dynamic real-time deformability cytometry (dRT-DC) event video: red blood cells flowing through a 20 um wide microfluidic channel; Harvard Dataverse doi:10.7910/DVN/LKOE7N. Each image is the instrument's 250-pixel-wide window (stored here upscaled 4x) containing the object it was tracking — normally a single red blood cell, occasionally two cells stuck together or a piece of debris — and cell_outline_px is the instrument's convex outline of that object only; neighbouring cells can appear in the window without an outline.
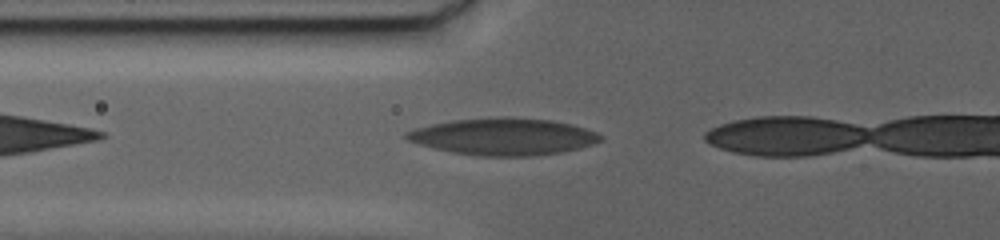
{"species": "human", "species_latin": "Homo sapiens", "temperature_condition": "warm", "stored_images_in_passage": 9, "camera_frame_rate_fps": 3000, "um_per_image_px": 0.085, "donor": {"sex": "female"}, "frame": {"image": 1, "passage_image": 3, "time_ms": 2.0, "image_size_px": [1000, 240], "cell_outline_px": [[604, 140], [580, 148], [560, 152], [532, 156], [480, 156], [452, 152], [420, 144], [408, 140], [404, 136], [404, 132], [416, 128], [432, 124], [452, 120], [500, 116], [512, 116], [552, 120], [572, 124], [596, 132], [604, 136]], "centroid_in_image_um": [42.82, 11.59], "position_along_channel_um": 83.0, "area_um2": 41.96}}
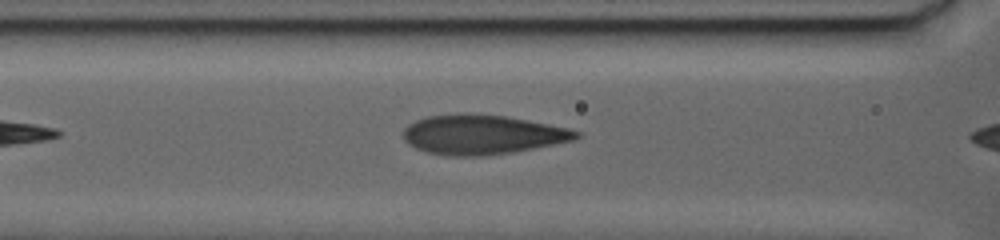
{"frame": {"image": 2, "passage_image": 7, "time_ms": 5.333, "image_size_px": [1000, 240], "cell_outline_px": [[580, 136], [576, 140], [512, 152], [480, 156], [452, 156], [428, 152], [416, 148], [408, 144], [404, 140], [404, 128], [408, 124], [416, 120], [428, 116], [468, 112], [508, 116], [568, 128], [580, 132]], "centroid_in_image_um": [40.99, 11.42], "position_along_channel_um": 125.6, "area_um2": 39.94}}